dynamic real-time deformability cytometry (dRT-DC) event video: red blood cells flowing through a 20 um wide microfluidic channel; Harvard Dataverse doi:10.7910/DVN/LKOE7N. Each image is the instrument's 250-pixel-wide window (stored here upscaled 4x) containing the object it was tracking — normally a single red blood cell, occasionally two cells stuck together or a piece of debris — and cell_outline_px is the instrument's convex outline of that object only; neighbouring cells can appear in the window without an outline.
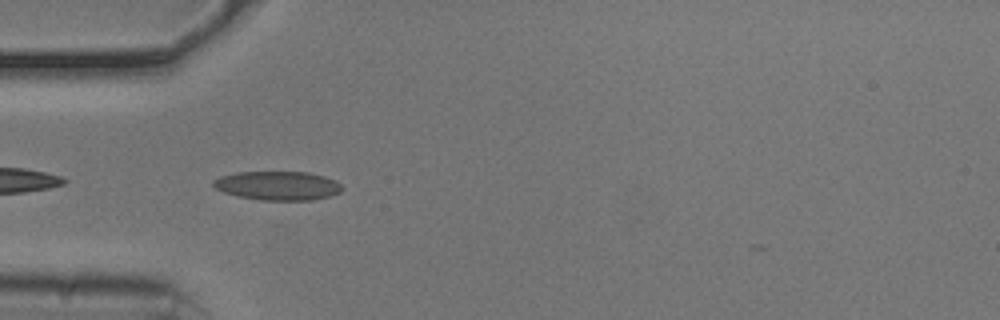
{"species": "common noctule bat (a hibernating species)", "species_latin": "Nyctalus noctula", "temperature_condition": "cold", "stored_images_in_passage": 38, "camera_frame_rate_fps": 3000, "um_per_image_px": 0.085, "animal": {"sex": "male", "body_mass_g": 20.5, "forearm_length_mm": 52.5}, "frame": {"image": 1, "passage_image": 2, "time_ms": 0.333, "image_size_px": [1000, 320], "cell_outline_px": [[344, 188], [340, 192], [332, 196], [312, 200], [260, 200], [240, 196], [224, 192], [216, 188], [212, 184], [212, 180], [220, 176], [236, 172], [308, 172], [324, 176], [336, 180]], "centroid_in_image_um": [23.64, 15.78], "position_along_channel_um": 61.4, "area_um2": 21.79}}
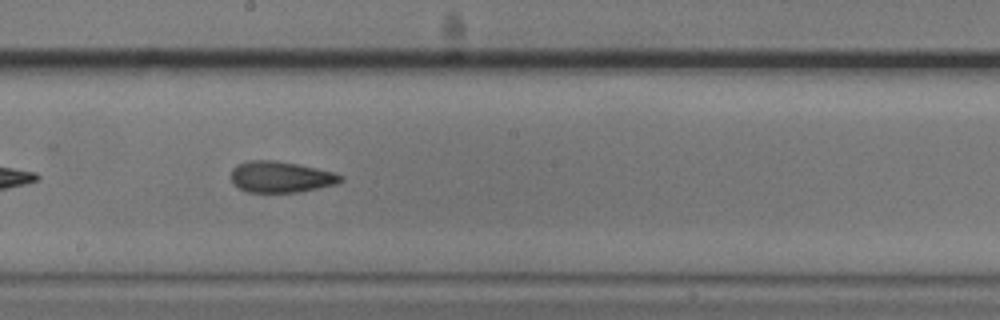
{"frame": {"image": 2, "passage_image": 15, "time_ms": 4.667, "image_size_px": [1000, 320], "cell_outline_px": [[344, 180], [336, 184], [300, 192], [248, 192], [232, 184], [232, 168], [236, 164], [248, 160], [276, 160], [316, 168], [332, 172], [344, 176]], "centroid_in_image_um": [23.85, 15.03], "position_along_channel_um": 224.3, "area_um2": 19.94}}
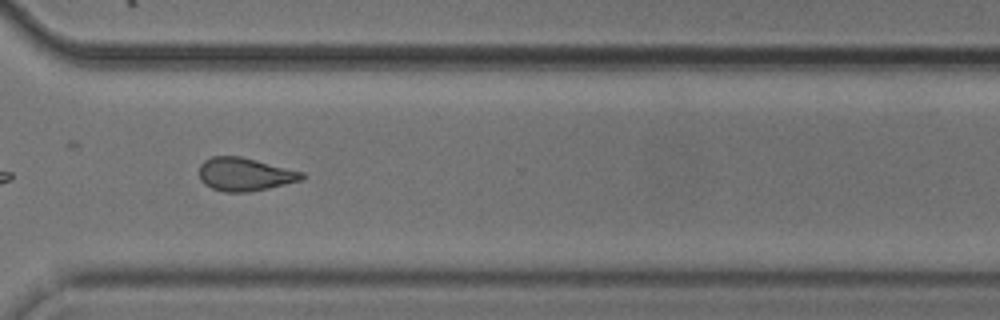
{"frame": {"image": 3, "passage_image": 25, "time_ms": 8.0, "image_size_px": [1000, 320], "cell_outline_px": [[304, 180], [268, 188], [248, 192], [224, 192], [212, 188], [204, 184], [200, 180], [200, 164], [204, 160], [212, 156], [240, 156], [304, 172]], "centroid_in_image_um": [20.81, 14.82], "position_along_channel_um": 349.8, "area_um2": 19.88}, "authors_computed_cell_mechanics": {"area_um2": 19.6809, "velocity_mm_per_s": 3.7835, "shape_relaxation_time_tau1_ms": null, "shape_relaxation_time_tau2_ms": 3.0088, "deformation_change_tau1": null, "deformation_change_tau2": 0.1137}}